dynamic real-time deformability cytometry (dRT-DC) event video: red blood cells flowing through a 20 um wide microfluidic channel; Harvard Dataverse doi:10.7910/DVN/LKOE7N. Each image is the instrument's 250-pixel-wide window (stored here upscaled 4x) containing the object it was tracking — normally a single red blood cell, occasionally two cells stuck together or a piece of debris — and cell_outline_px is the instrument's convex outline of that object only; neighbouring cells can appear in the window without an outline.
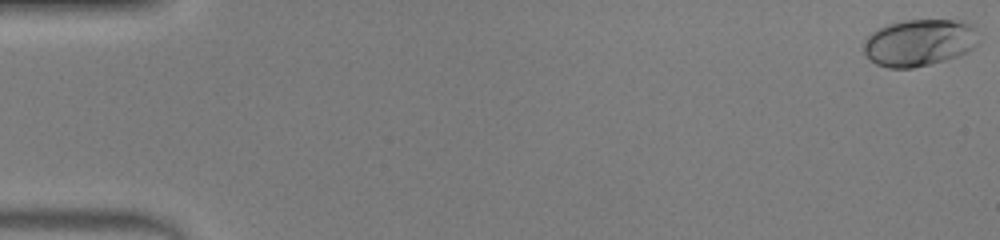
{"species": "human", "species_latin": "Homo sapiens", "temperature_condition": "warm", "stored_images_in_passage": 49, "camera_frame_rate_fps": 3000, "um_per_image_px": 0.085, "donor": {"sex": "male"}, "frame": {"image": 1, "passage_image": 1, "time_ms": 0.0, "image_size_px": [1000, 240], "cell_outline_px": [[980, 44], [968, 52], [944, 60], [912, 68], [888, 68], [876, 64], [864, 52], [864, 36], [888, 24], [904, 20], [964, 20], [976, 24]], "centroid_in_image_um": [78.2, 3.6], "position_along_channel_um": 6.8, "area_um2": 31.91}}
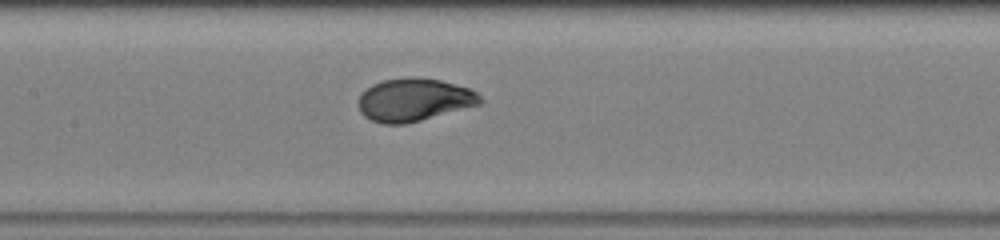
{"frame": {"image": 2, "passage_image": 24, "time_ms": 7.667, "image_size_px": [1000, 240], "cell_outline_px": [[484, 100], [480, 104], [420, 120], [404, 124], [384, 124], [372, 120], [364, 116], [360, 112], [360, 92], [372, 84], [384, 80], [412, 76], [416, 76], [440, 80], [468, 88], [476, 92]], "centroid_in_image_um": [35.18, 8.47], "position_along_channel_um": 172.2, "area_um2": 30.23}}
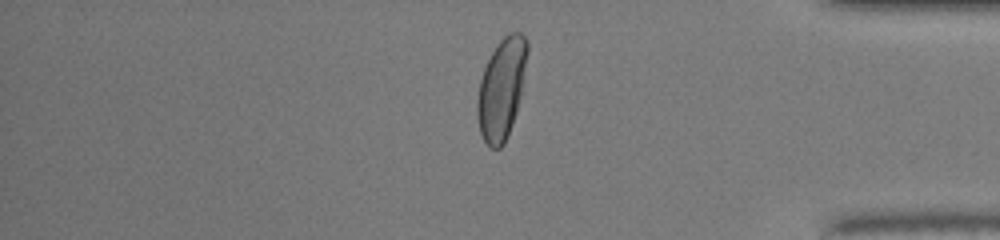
{"frame": {"image": 3, "passage_image": 41, "time_ms": 13.333, "image_size_px": [1000, 240], "cell_outline_px": [[528, 52], [520, 96], [516, 112], [512, 124], [504, 144], [500, 148], [492, 148], [484, 140], [480, 132], [476, 116], [476, 100], [480, 80], [484, 68], [496, 44], [508, 32], [520, 32], [528, 40]], "centroid_in_image_um": [42.62, 7.52], "position_along_channel_um": 392.6, "area_um2": 29.3}, "authors_computed_cell_mechanics": {"area_um2": 30.345, "velocity_mm_per_s": 4.3088, "shape_relaxation_time_tau1_ms": 3.4566, "shape_relaxation_time_tau2_ms": null, "deformation_change_tau1": 0.1919, "deformation_change_tau2": null}}